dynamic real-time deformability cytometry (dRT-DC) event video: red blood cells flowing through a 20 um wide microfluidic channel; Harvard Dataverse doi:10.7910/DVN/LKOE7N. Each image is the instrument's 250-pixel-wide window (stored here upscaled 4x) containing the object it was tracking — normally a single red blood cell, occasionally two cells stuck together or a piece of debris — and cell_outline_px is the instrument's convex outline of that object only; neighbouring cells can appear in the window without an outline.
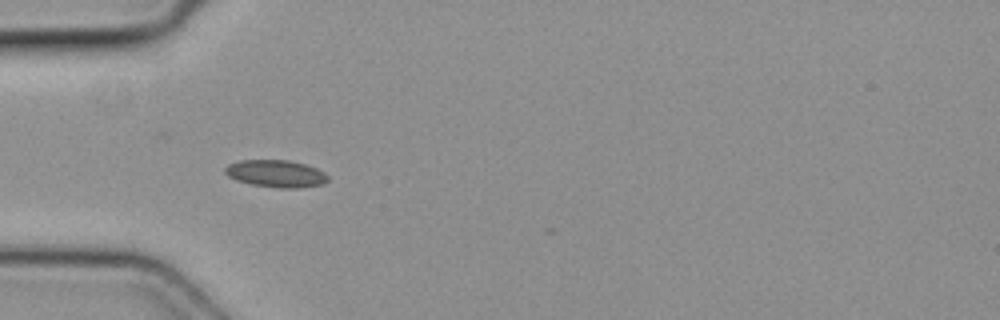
{"species": "common noctule bat (a hibernating species)", "species_latin": "Nyctalus noctula", "temperature_condition": "cold", "stored_images_in_passage": 4, "camera_frame_rate_fps": 3000, "um_per_image_px": 0.085, "animal": {"sex": "female", "body_mass_g": 19.3, "forearm_length_mm": 54.1}, "frame": {"image": 1, "passage_image": 3, "time_ms": 0.667, "image_size_px": [1000, 320], "cell_outline_px": [[328, 180], [324, 184], [300, 188], [276, 188], [252, 184], [236, 180], [228, 176], [224, 172], [224, 168], [228, 164], [240, 160], [288, 160], [304, 164], [316, 168], [324, 172], [328, 176]], "centroid_in_image_um": [23.45, 14.76], "position_along_channel_um": 61.5, "area_um2": 16.42}}
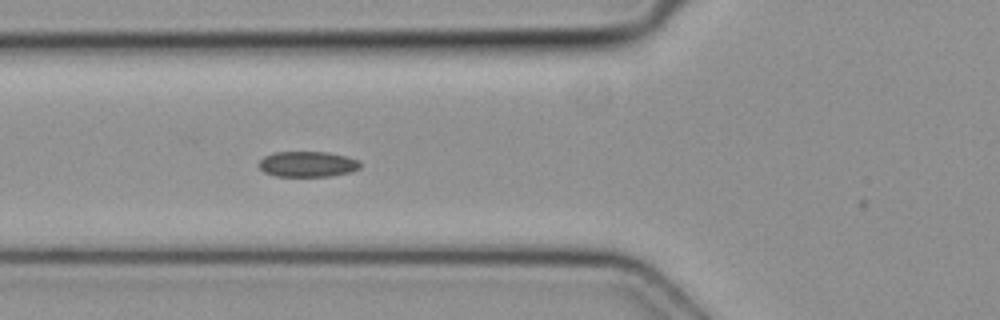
{"frame": {"image": 2, "passage_image": 4, "time_ms": 1.0, "image_size_px": [1000, 320], "cell_outline_px": [[360, 168], [352, 172], [332, 176], [276, 176], [264, 172], [256, 164], [264, 156], [272, 152], [328, 152], [348, 156], [360, 160]], "centroid_in_image_um": [26.15, 13.95], "position_along_channel_um": 99.6, "area_um2": 15.37}}